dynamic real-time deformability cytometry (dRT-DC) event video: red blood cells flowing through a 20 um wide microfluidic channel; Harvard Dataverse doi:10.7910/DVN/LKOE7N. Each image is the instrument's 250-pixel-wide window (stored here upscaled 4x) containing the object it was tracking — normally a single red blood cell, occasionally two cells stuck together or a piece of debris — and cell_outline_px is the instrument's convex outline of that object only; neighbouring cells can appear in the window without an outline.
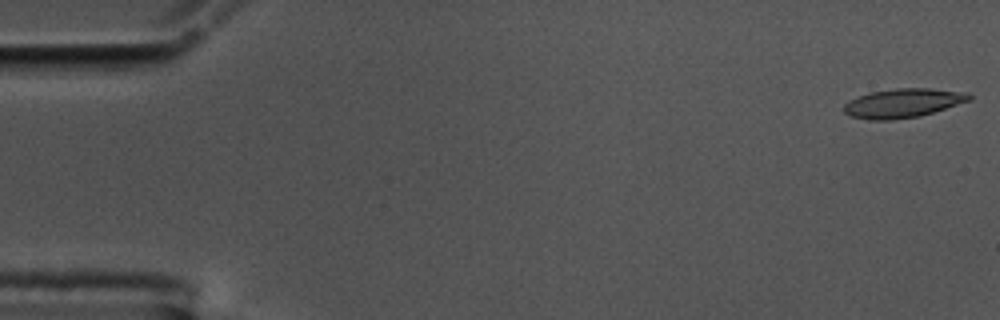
{"species": "common noctule bat (a hibernating species)", "species_latin": "Nyctalus noctula", "temperature_condition": "cold", "stored_images_in_passage": 56, "camera_frame_rate_fps": 3000, "um_per_image_px": 0.085, "animal": {"sex": "male", "body_mass_g": 17.5, "forearm_length_mm": 52.3}, "frame": {"image": 1, "passage_image": 1, "time_ms": 0.0, "image_size_px": [1000, 320], "cell_outline_px": [[972, 100], [920, 116], [892, 120], [868, 120], [848, 116], [844, 112], [844, 104], [868, 92], [896, 88], [928, 88], [968, 92], [972, 96]], "centroid_in_image_um": [76.77, 8.77], "position_along_channel_um": 8.2, "area_um2": 21.33}}
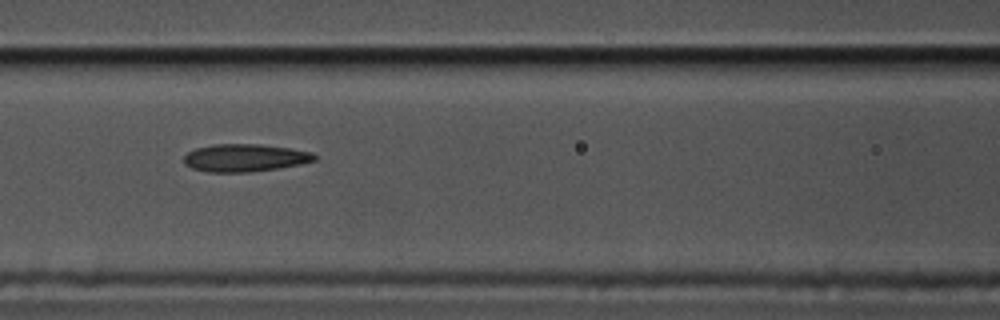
{"frame": {"image": 2, "passage_image": 24, "time_ms": 7.667, "image_size_px": [1000, 320], "cell_outline_px": [[316, 160], [300, 164], [276, 168], [248, 172], [208, 172], [192, 168], [184, 164], [184, 156], [188, 152], [196, 148], [216, 144], [256, 144], [288, 148], [312, 152], [316, 156]], "centroid_in_image_um": [20.79, 13.41], "position_along_channel_um": 145.8, "area_um2": 20.81}}
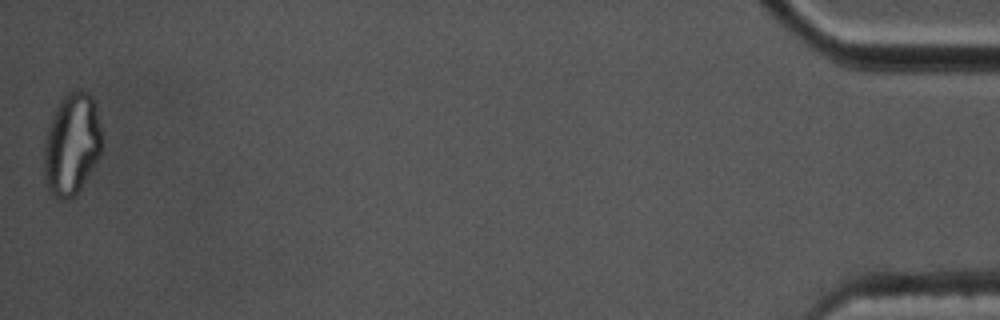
{"frame": {"image": 3, "passage_image": 56, "time_ms": 18.333, "image_size_px": [1000, 320], "cell_outline_px": [[100, 156], [76, 196], [68, 200], [60, 200], [52, 196], [48, 192], [44, 180], [44, 144], [48, 128], [56, 108], [60, 100], [68, 92], [80, 88], [88, 92], [92, 96], [96, 104], [100, 128]], "centroid_in_image_um": [6.08, 12.3], "position_along_channel_um": 429.1, "area_um2": 34.68}, "authors_computed_cell_mechanics": {"area_um2": 21.2415, "velocity_mm_per_s": 3.5428, "shape_relaxation_time_tau1_ms": null, "shape_relaxation_time_tau2_ms": 4.0106, "deformation_change_tau1": null, "deformation_change_tau2": 0.1251}}